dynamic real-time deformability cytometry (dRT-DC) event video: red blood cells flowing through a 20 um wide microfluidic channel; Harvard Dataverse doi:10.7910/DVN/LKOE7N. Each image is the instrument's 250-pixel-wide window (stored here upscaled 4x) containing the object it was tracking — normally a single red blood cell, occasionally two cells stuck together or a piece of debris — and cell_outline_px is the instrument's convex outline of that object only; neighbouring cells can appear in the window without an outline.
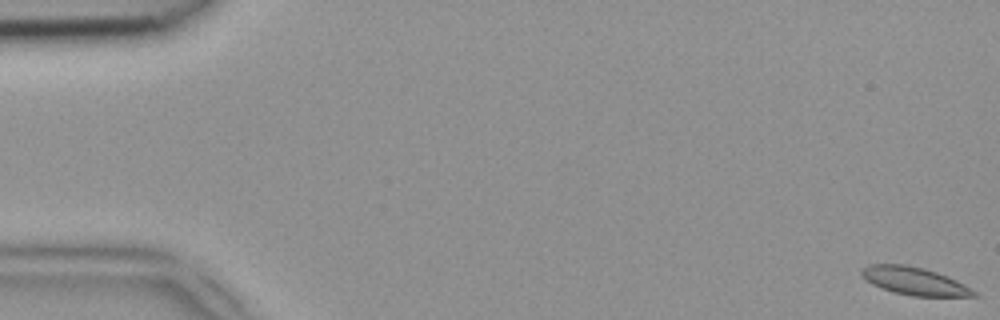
{"species": "common noctule bat (a hibernating species)", "species_latin": "Nyctalus noctula", "temperature_condition": "room temperature", "stored_images_in_passage": 50, "camera_frame_rate_fps": 3000, "um_per_image_px": 0.085, "animal": {"sex": "female", "body_mass_g": 18.4}, "frame": {"image": 1, "passage_image": 1, "time_ms": 0.0, "image_size_px": [1000, 320], "cell_outline_px": [[980, 296], [912, 296], [892, 292], [872, 284], [860, 276], [860, 272], [868, 264], [904, 264], [924, 268], [948, 276], [964, 284], [976, 292]], "centroid_in_image_um": [77.7, 23.89], "position_along_channel_um": 7.3, "area_um2": 18.21}}
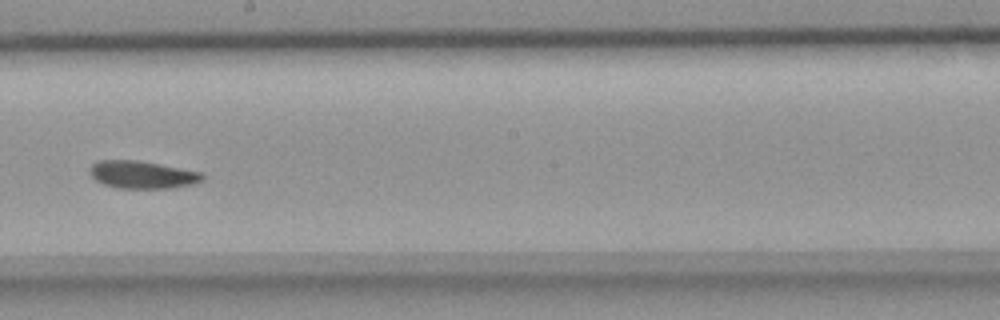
{"frame": {"image": 2, "passage_image": 29, "time_ms": 9.333, "image_size_px": [1000, 320], "cell_outline_px": [[204, 180], [192, 184], [172, 188], [116, 188], [104, 184], [96, 180], [88, 172], [88, 168], [92, 164], [100, 160], [136, 160], [160, 164], [204, 172]], "centroid_in_image_um": [12.1, 14.84], "position_along_channel_um": 236.1, "area_um2": 18.26}}
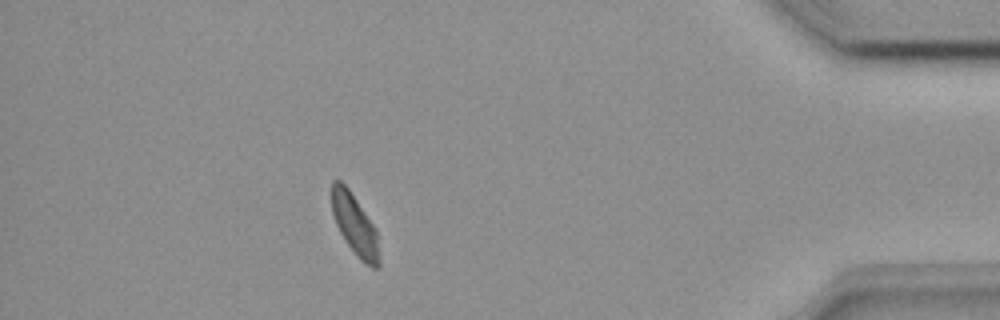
{"frame": {"image": 3, "passage_image": 45, "time_ms": 14.667, "image_size_px": [1000, 320], "cell_outline_px": [[380, 264], [376, 268], [372, 268], [364, 264], [360, 260], [344, 240], [336, 224], [332, 212], [332, 180], [340, 180], [348, 188], [372, 224], [376, 232], [380, 256]], "centroid_in_image_um": [30.16, 19.16], "position_along_channel_um": 405.0, "area_um2": 16.59}}